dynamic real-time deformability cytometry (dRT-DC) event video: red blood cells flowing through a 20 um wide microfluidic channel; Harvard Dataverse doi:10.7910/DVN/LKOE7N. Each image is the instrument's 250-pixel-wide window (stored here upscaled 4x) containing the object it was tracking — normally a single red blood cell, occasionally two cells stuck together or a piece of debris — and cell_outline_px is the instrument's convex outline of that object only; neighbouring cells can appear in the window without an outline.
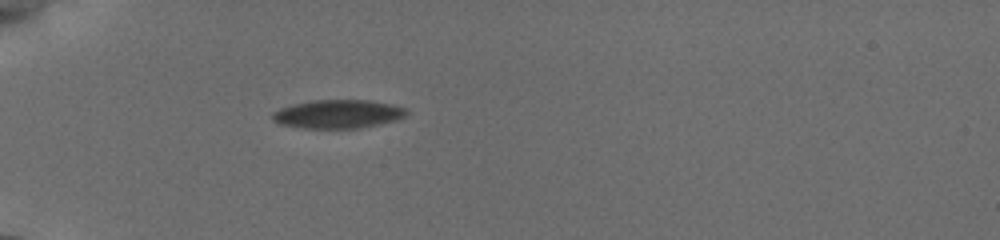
{"species": "common noctule bat (a hibernating species)", "species_latin": "Nyctalus noctula", "temperature_condition": "cold", "stored_images_in_passage": 32, "camera_frame_rate_fps": 3000, "um_per_image_px": 0.085, "animal": {"sex": "female", "body_mass_g": 19.5, "forearm_length_mm": 54.1}, "frame": {"image": 1, "passage_image": 1, "time_ms": 0.0, "image_size_px": [1000, 240], "cell_outline_px": [[408, 116], [396, 120], [380, 124], [360, 128], [304, 128], [280, 124], [272, 120], [272, 112], [280, 108], [292, 104], [316, 100], [368, 100], [392, 104], [404, 108], [408, 112]], "centroid_in_image_um": [28.74, 9.69], "position_along_channel_um": 56.3, "area_um2": 22.37}}
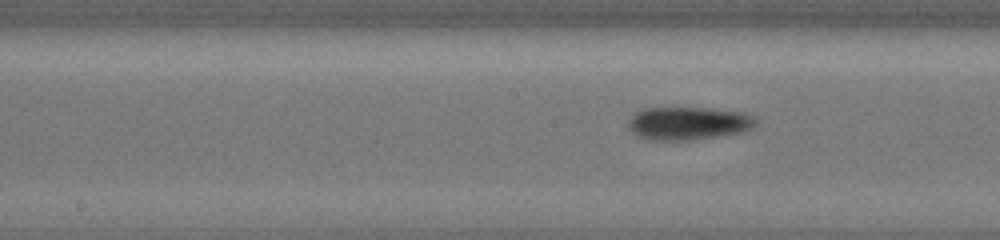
{"frame": {"image": 2, "passage_image": 11, "time_ms": 4.0, "image_size_px": [1000, 240], "cell_outline_px": [[756, 124], [752, 128], [744, 132], [692, 140], [648, 140], [636, 136], [628, 128], [628, 120], [636, 112], [644, 108], [708, 108], [744, 112], [752, 116], [756, 120]], "centroid_in_image_um": [58.49, 10.49], "position_along_channel_um": 189.7, "area_um2": 24.74}}
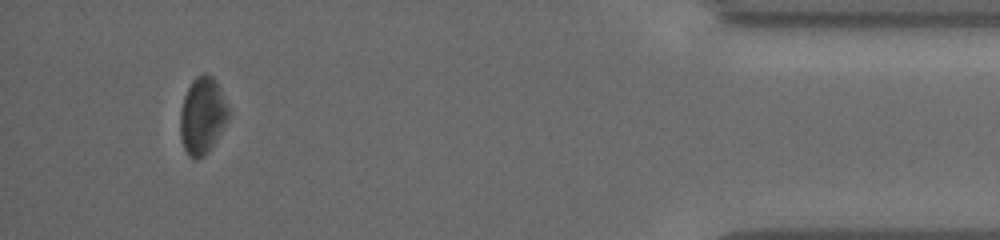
{"frame": {"image": 3, "passage_image": 27, "time_ms": 11.333, "image_size_px": [1000, 240], "cell_outline_px": [[232, 112], [208, 152], [204, 156], [196, 160], [188, 156], [184, 148], [180, 136], [180, 112], [184, 96], [192, 80], [196, 76], [204, 72], [212, 76], [216, 80]], "centroid_in_image_um": [17.21, 9.81], "position_along_channel_um": 418.0, "area_um2": 21.85}, "authors_computed_cell_mechanics": {"area_um2": 22.5709, "velocity_mm_per_s": 3.8147, "shape_relaxation_time_tau1_ms": 3.6624, "shape_relaxation_time_tau2_ms": null, "deformation_change_tau1": 0.0499, "deformation_change_tau2": null}}